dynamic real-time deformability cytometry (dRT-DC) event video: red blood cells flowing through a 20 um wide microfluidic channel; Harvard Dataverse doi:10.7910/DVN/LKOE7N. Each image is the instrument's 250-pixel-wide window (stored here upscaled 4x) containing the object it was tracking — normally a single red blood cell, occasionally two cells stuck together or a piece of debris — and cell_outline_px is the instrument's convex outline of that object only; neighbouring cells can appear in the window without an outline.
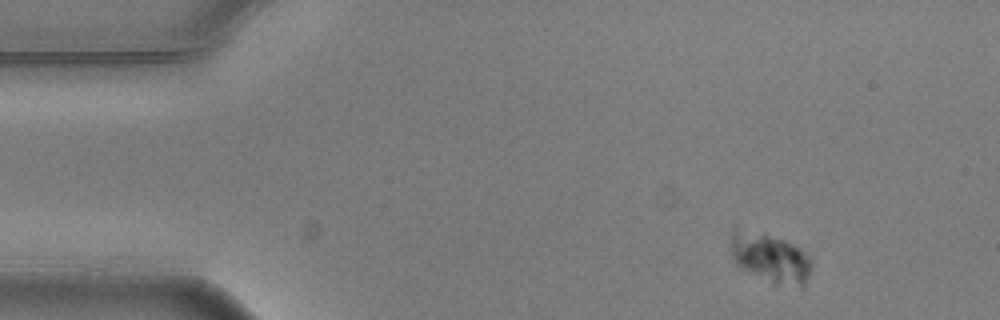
{"species": "common noctule bat (a hibernating species)", "species_latin": "Nyctalus noctula", "temperature_condition": "warm", "stored_images_in_passage": 3, "camera_frame_rate_fps": 3000, "um_per_image_px": 0.085, "animal": {"sex": "male", "body_mass_g": 20.5, "forearm_length_mm": 52.5}, "frame": {"image": 1, "passage_image": 1, "time_ms": 0.0, "image_size_px": [1000, 320], "cell_outline_px": [[812, 268], [804, 284], [772, 284], [740, 268], [736, 264], [732, 256], [732, 228], [736, 228], [764, 232], [784, 240], [792, 244], [808, 256], [812, 264]], "centroid_in_image_um": [65.43, 21.89], "position_along_channel_um": 19.6, "area_um2": 23.0}}
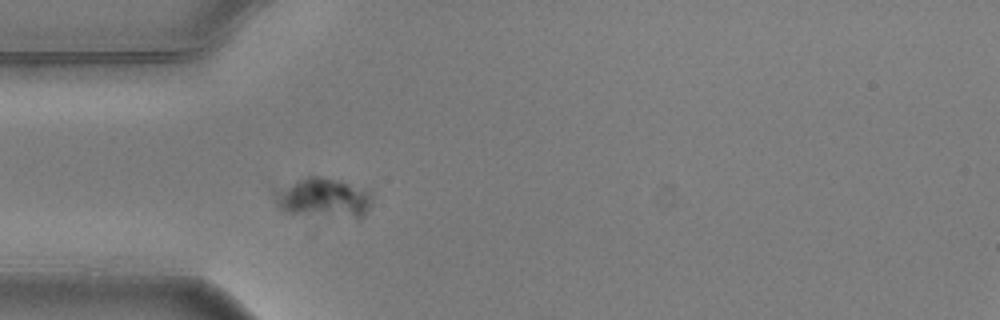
{"frame": {"image": 2, "passage_image": 3, "time_ms": 0.667, "image_size_px": [1000, 320], "cell_outline_px": [[372, 200], [364, 216], [360, 220], [284, 212], [276, 204], [268, 188], [268, 184], [308, 176], [320, 176], [372, 192]], "centroid_in_image_um": [27.28, 16.81], "position_along_channel_um": 57.7, "area_um2": 23.87}}